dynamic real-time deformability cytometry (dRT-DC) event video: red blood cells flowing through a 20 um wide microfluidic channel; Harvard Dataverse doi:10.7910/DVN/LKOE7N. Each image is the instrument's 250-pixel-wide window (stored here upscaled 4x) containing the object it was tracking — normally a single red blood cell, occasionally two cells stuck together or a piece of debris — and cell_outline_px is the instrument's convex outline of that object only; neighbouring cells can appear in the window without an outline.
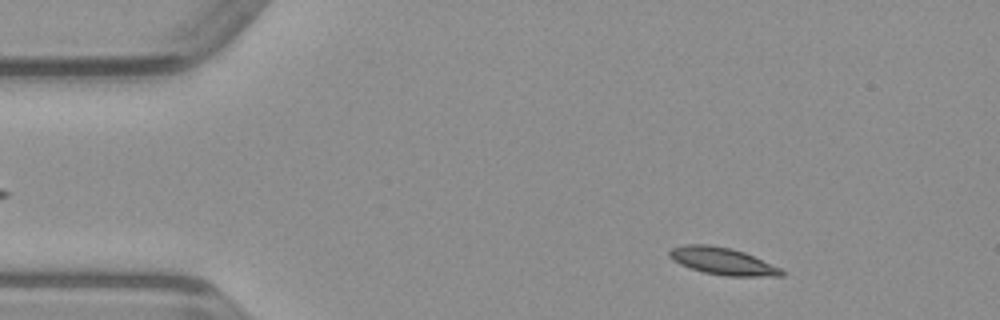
{"species": "common noctule bat (a hibernating species)", "species_latin": "Nyctalus noctula", "temperature_condition": "warm", "stored_images_in_passage": 48, "camera_frame_rate_fps": 3000, "um_per_image_px": 0.085, "animal": {"sex": "male", "body_mass_g": 23.1, "forearm_length_mm": 52.7}, "frame": {"image": 1, "passage_image": 5, "time_ms": 1.333, "image_size_px": [1000, 320], "cell_outline_px": [[784, 276], [728, 276], [704, 272], [680, 264], [668, 256], [668, 252], [672, 248], [684, 244], [708, 244], [732, 248], [744, 252], [780, 268], [784, 272]], "centroid_in_image_um": [61.4, 22.18], "position_along_channel_um": 23.6, "area_um2": 17.57}}
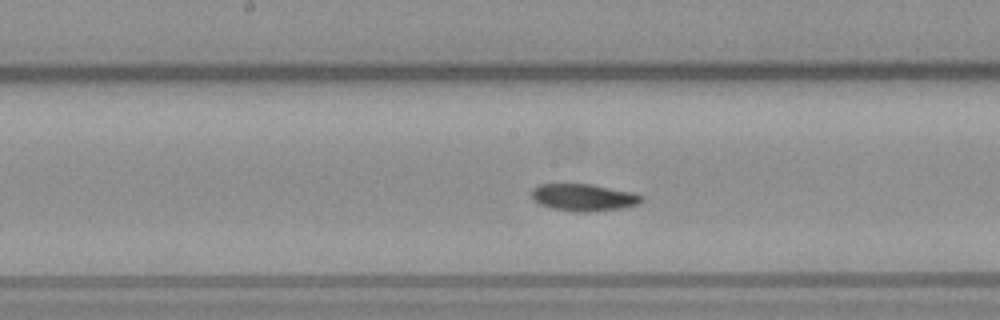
{"frame": {"image": 2, "passage_image": 23, "time_ms": 7.333, "image_size_px": [1000, 320], "cell_outline_px": [[644, 200], [640, 204], [624, 208], [588, 212], [576, 212], [552, 208], [536, 204], [532, 200], [532, 188], [540, 184], [592, 184], [632, 192], [644, 196]], "centroid_in_image_um": [49.62, 16.79], "position_along_channel_um": 198.6, "area_um2": 17.69}}
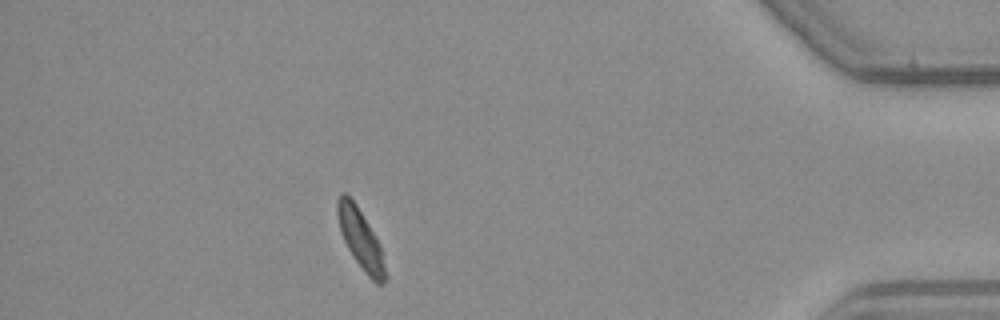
{"frame": {"image": 3, "passage_image": 42, "time_ms": 13.667, "image_size_px": [1000, 320], "cell_outline_px": [[388, 276], [380, 284], [376, 284], [364, 272], [352, 256], [340, 232], [336, 212], [336, 200], [340, 192], [344, 192], [356, 204], [380, 244]], "centroid_in_image_um": [30.64, 20.32], "position_along_channel_um": 404.6, "area_um2": 16.7}}